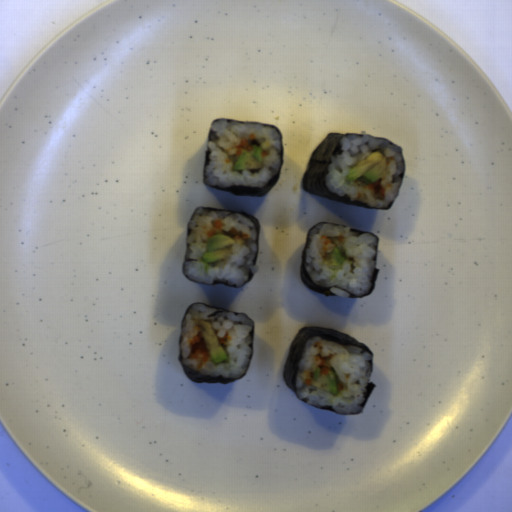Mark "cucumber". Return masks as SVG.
I'll return each mask as SVG.
<instances>
[{"mask_svg": "<svg viewBox=\"0 0 512 512\" xmlns=\"http://www.w3.org/2000/svg\"><path fill=\"white\" fill-rule=\"evenodd\" d=\"M234 242L231 237L220 233L208 237L203 261L213 264L222 261L231 254Z\"/></svg>", "mask_w": 512, "mask_h": 512, "instance_id": "586b57bf", "label": "cucumber"}, {"mask_svg": "<svg viewBox=\"0 0 512 512\" xmlns=\"http://www.w3.org/2000/svg\"><path fill=\"white\" fill-rule=\"evenodd\" d=\"M200 333L210 358L216 364L227 361L225 350L220 345L212 324L209 321H200Z\"/></svg>", "mask_w": 512, "mask_h": 512, "instance_id": "888e309b", "label": "cucumber"}, {"mask_svg": "<svg viewBox=\"0 0 512 512\" xmlns=\"http://www.w3.org/2000/svg\"><path fill=\"white\" fill-rule=\"evenodd\" d=\"M390 173L387 159L381 151H375L360 163L351 166L345 174V181L368 186Z\"/></svg>", "mask_w": 512, "mask_h": 512, "instance_id": "8b760119", "label": "cucumber"}, {"mask_svg": "<svg viewBox=\"0 0 512 512\" xmlns=\"http://www.w3.org/2000/svg\"><path fill=\"white\" fill-rule=\"evenodd\" d=\"M311 386L316 388L317 390L330 393L337 394L338 386L336 381V376L334 372L329 371L326 375L320 374V368L317 367L313 373V378L310 380Z\"/></svg>", "mask_w": 512, "mask_h": 512, "instance_id": "734fbe4a", "label": "cucumber"}, {"mask_svg": "<svg viewBox=\"0 0 512 512\" xmlns=\"http://www.w3.org/2000/svg\"><path fill=\"white\" fill-rule=\"evenodd\" d=\"M344 261L345 257L341 255L339 248L336 247L326 256L322 263L329 266H339L342 265Z\"/></svg>", "mask_w": 512, "mask_h": 512, "instance_id": "9523449b", "label": "cucumber"}, {"mask_svg": "<svg viewBox=\"0 0 512 512\" xmlns=\"http://www.w3.org/2000/svg\"><path fill=\"white\" fill-rule=\"evenodd\" d=\"M263 148L254 146L251 150L243 149L239 158L236 160L234 169L247 170L262 168Z\"/></svg>", "mask_w": 512, "mask_h": 512, "instance_id": "2a18db57", "label": "cucumber"}]
</instances>
